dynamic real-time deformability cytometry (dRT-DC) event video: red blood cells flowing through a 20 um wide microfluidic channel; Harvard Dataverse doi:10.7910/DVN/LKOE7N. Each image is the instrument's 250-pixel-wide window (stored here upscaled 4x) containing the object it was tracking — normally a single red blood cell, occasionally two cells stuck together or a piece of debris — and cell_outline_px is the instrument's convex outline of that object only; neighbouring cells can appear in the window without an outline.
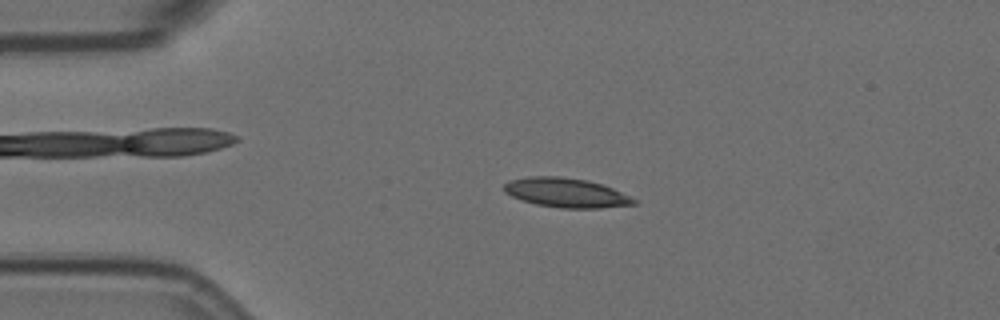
{"species": "Egyptian fruit bat (a non-hibernating species)", "species_latin": "Rousettus aegyptiacus", "temperature_condition": "room temperature", "stored_images_in_passage": 50, "camera_frame_rate_fps": 3000, "um_per_image_px": 0.085, "animal": {"sex": "female"}, "frame": {"image": 1, "passage_image": 6, "time_ms": 1.667, "image_size_px": [1000, 320], "cell_outline_px": [[636, 204], [600, 208], [560, 208], [536, 204], [512, 196], [504, 192], [504, 184], [508, 180], [528, 176], [560, 176], [584, 180], [600, 184], [612, 188], [636, 200]], "centroid_in_image_um": [48.07, 16.38], "position_along_channel_um": 36.9, "area_um2": 21.96}}
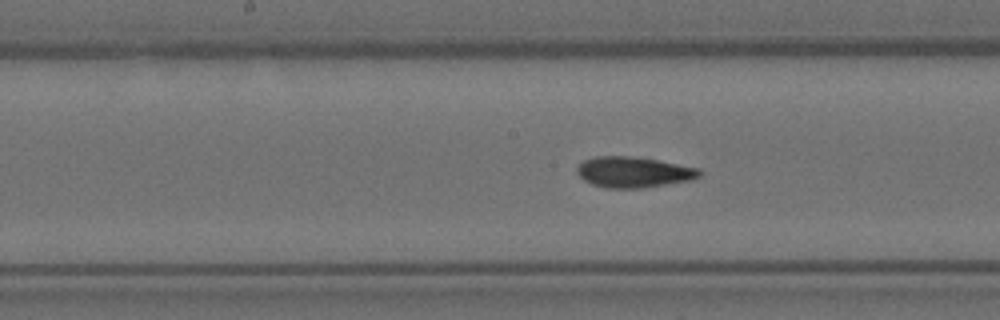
{"frame": {"image": 2, "passage_image": 22, "time_ms": 7.0, "image_size_px": [1000, 320], "cell_outline_px": [[700, 176], [692, 180], [640, 188], [608, 188], [592, 184], [584, 180], [576, 172], [576, 168], [584, 160], [596, 156], [632, 156], [656, 160], [700, 168]], "centroid_in_image_um": [53.84, 14.63], "position_along_channel_um": 194.4, "area_um2": 21.79}}
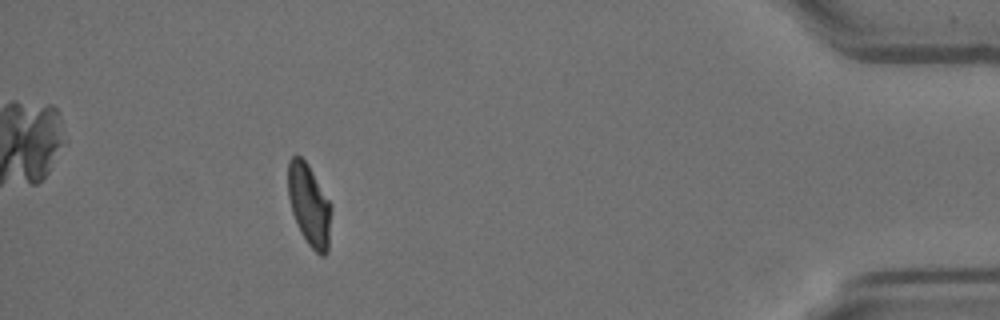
{"frame": {"image": 3, "passage_image": 45, "time_ms": 14.667, "image_size_px": [1000, 320], "cell_outline_px": [[332, 208], [328, 252], [324, 256], [320, 256], [308, 244], [300, 232], [292, 212], [288, 196], [288, 160], [296, 152], [308, 164], [332, 204]], "centroid_in_image_um": [26.29, 17.42], "position_along_channel_um": 408.9, "area_um2": 20.92}, "authors_computed_cell_mechanics": {"area_um2": 21.5883, "velocity_mm_per_s": 3.5552, "shape_relaxation_time_tau1_ms": 6.0736, "shape_relaxation_time_tau2_ms": 1.9071, "deformation_change_tau1": 0.2001, "deformation_change_tau2": 0.0887}}